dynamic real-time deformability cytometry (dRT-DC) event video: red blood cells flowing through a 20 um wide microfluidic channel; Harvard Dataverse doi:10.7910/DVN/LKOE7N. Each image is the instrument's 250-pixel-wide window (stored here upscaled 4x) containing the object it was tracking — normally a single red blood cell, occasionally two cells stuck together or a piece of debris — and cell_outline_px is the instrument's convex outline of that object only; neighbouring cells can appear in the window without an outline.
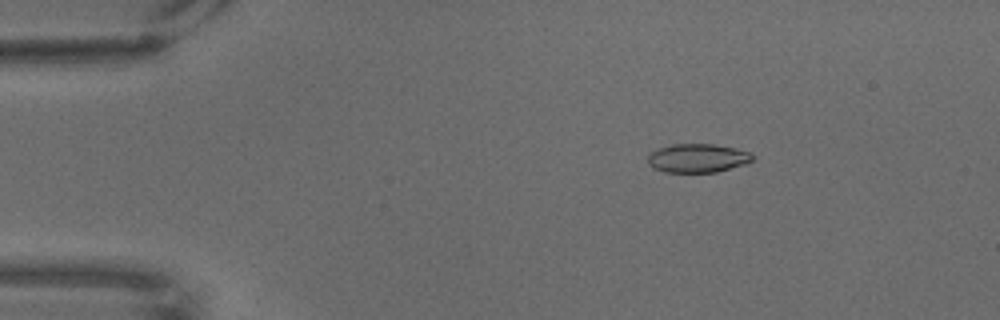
{"species": "common noctule bat (a hibernating species)", "species_latin": "Nyctalus noctula", "temperature_condition": "warm", "stored_images_in_passage": 70, "camera_frame_rate_fps": 3000, "um_per_image_px": 0.085, "animal": {"sex": "male", "body_mass_g": 18.8}, "frame": {"image": 1, "passage_image": 12, "time_ms": 3.667, "image_size_px": [1000, 320], "cell_outline_px": [[756, 156], [752, 160], [744, 164], [716, 172], [664, 172], [648, 164], [648, 156], [652, 152], [660, 148], [672, 144], [716, 144], [736, 148], [752, 152]], "centroid_in_image_um": [59.35, 13.43], "position_along_channel_um": 25.7, "area_um2": 17.51}}
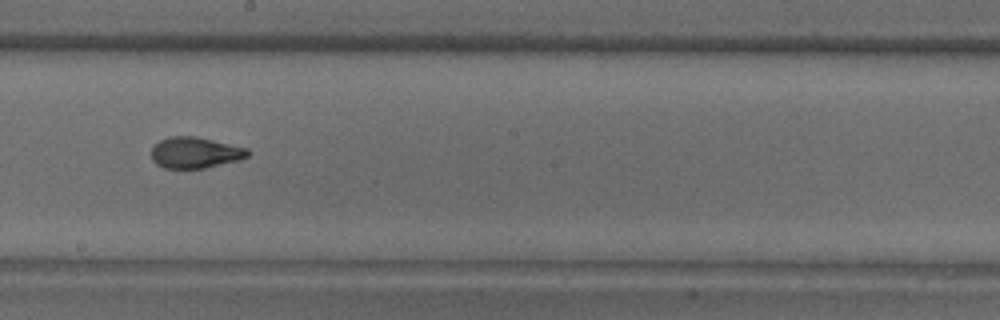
{"frame": {"image": 2, "passage_image": 40, "time_ms": 13.0, "image_size_px": [1000, 320], "cell_outline_px": [[248, 156], [240, 160], [204, 168], [164, 168], [156, 164], [152, 160], [152, 148], [160, 140], [168, 136], [196, 136], [248, 148]], "centroid_in_image_um": [16.58, 12.97], "position_along_channel_um": 231.6, "area_um2": 17.46}}
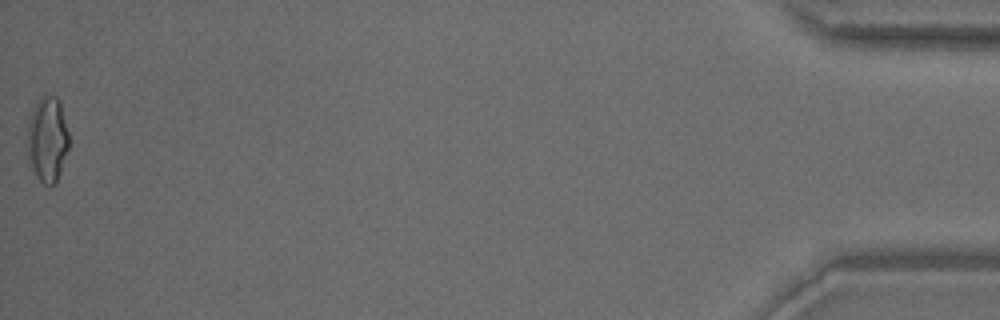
{"frame": {"image": 3, "passage_image": 70, "time_ms": 23.0, "image_size_px": [1000, 320], "cell_outline_px": [[68, 148], [56, 184], [48, 188], [36, 176], [28, 156], [28, 124], [32, 112], [36, 104], [44, 96], [56, 96], [60, 100], [68, 132]], "centroid_in_image_um": [4.05, 11.88], "position_along_channel_um": 431.1, "area_um2": 20.35}}